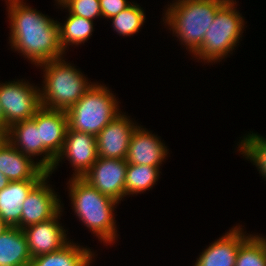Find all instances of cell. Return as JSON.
Listing matches in <instances>:
<instances>
[{
	"label": "cell",
	"instance_id": "28",
	"mask_svg": "<svg viewBox=\"0 0 266 266\" xmlns=\"http://www.w3.org/2000/svg\"><path fill=\"white\" fill-rule=\"evenodd\" d=\"M9 130V126L6 124V120L3 111L0 106V138H5Z\"/></svg>",
	"mask_w": 266,
	"mask_h": 266
},
{
	"label": "cell",
	"instance_id": "31",
	"mask_svg": "<svg viewBox=\"0 0 266 266\" xmlns=\"http://www.w3.org/2000/svg\"><path fill=\"white\" fill-rule=\"evenodd\" d=\"M57 4H60L63 0H55Z\"/></svg>",
	"mask_w": 266,
	"mask_h": 266
},
{
	"label": "cell",
	"instance_id": "21",
	"mask_svg": "<svg viewBox=\"0 0 266 266\" xmlns=\"http://www.w3.org/2000/svg\"><path fill=\"white\" fill-rule=\"evenodd\" d=\"M64 23L58 22L59 25V43L66 54L68 51L69 45H81L82 43L89 40L92 32L94 31V21L85 19L80 16L72 15L68 13ZM68 47V48H67Z\"/></svg>",
	"mask_w": 266,
	"mask_h": 266
},
{
	"label": "cell",
	"instance_id": "2",
	"mask_svg": "<svg viewBox=\"0 0 266 266\" xmlns=\"http://www.w3.org/2000/svg\"><path fill=\"white\" fill-rule=\"evenodd\" d=\"M67 184L74 215L101 243L113 245L119 235L113 213L119 202L101 194L83 178L70 177Z\"/></svg>",
	"mask_w": 266,
	"mask_h": 266
},
{
	"label": "cell",
	"instance_id": "15",
	"mask_svg": "<svg viewBox=\"0 0 266 266\" xmlns=\"http://www.w3.org/2000/svg\"><path fill=\"white\" fill-rule=\"evenodd\" d=\"M243 231V227L236 224L210 243L193 266H235L239 246L251 235Z\"/></svg>",
	"mask_w": 266,
	"mask_h": 266
},
{
	"label": "cell",
	"instance_id": "3",
	"mask_svg": "<svg viewBox=\"0 0 266 266\" xmlns=\"http://www.w3.org/2000/svg\"><path fill=\"white\" fill-rule=\"evenodd\" d=\"M227 0H173L165 8L163 22L173 36L193 54L203 43L217 10Z\"/></svg>",
	"mask_w": 266,
	"mask_h": 266
},
{
	"label": "cell",
	"instance_id": "29",
	"mask_svg": "<svg viewBox=\"0 0 266 266\" xmlns=\"http://www.w3.org/2000/svg\"><path fill=\"white\" fill-rule=\"evenodd\" d=\"M9 182L8 178L0 172V190L4 189Z\"/></svg>",
	"mask_w": 266,
	"mask_h": 266
},
{
	"label": "cell",
	"instance_id": "7",
	"mask_svg": "<svg viewBox=\"0 0 266 266\" xmlns=\"http://www.w3.org/2000/svg\"><path fill=\"white\" fill-rule=\"evenodd\" d=\"M24 79L0 83V106L6 124L32 119L42 107L40 88Z\"/></svg>",
	"mask_w": 266,
	"mask_h": 266
},
{
	"label": "cell",
	"instance_id": "18",
	"mask_svg": "<svg viewBox=\"0 0 266 266\" xmlns=\"http://www.w3.org/2000/svg\"><path fill=\"white\" fill-rule=\"evenodd\" d=\"M41 180L9 182L0 190V219L8 227L21 229V213L24 200Z\"/></svg>",
	"mask_w": 266,
	"mask_h": 266
},
{
	"label": "cell",
	"instance_id": "30",
	"mask_svg": "<svg viewBox=\"0 0 266 266\" xmlns=\"http://www.w3.org/2000/svg\"><path fill=\"white\" fill-rule=\"evenodd\" d=\"M7 228L8 226L0 219V234Z\"/></svg>",
	"mask_w": 266,
	"mask_h": 266
},
{
	"label": "cell",
	"instance_id": "4",
	"mask_svg": "<svg viewBox=\"0 0 266 266\" xmlns=\"http://www.w3.org/2000/svg\"><path fill=\"white\" fill-rule=\"evenodd\" d=\"M64 58L38 65L44 72L40 86L41 105L44 108L67 111L93 84L80 69Z\"/></svg>",
	"mask_w": 266,
	"mask_h": 266
},
{
	"label": "cell",
	"instance_id": "14",
	"mask_svg": "<svg viewBox=\"0 0 266 266\" xmlns=\"http://www.w3.org/2000/svg\"><path fill=\"white\" fill-rule=\"evenodd\" d=\"M16 149L22 154L35 158L41 156L38 163L49 172L56 158L40 143L39 129L33 119L14 123L9 127L5 136Z\"/></svg>",
	"mask_w": 266,
	"mask_h": 266
},
{
	"label": "cell",
	"instance_id": "27",
	"mask_svg": "<svg viewBox=\"0 0 266 266\" xmlns=\"http://www.w3.org/2000/svg\"><path fill=\"white\" fill-rule=\"evenodd\" d=\"M102 18L110 19L118 15L127 8L132 2L128 0H99Z\"/></svg>",
	"mask_w": 266,
	"mask_h": 266
},
{
	"label": "cell",
	"instance_id": "24",
	"mask_svg": "<svg viewBox=\"0 0 266 266\" xmlns=\"http://www.w3.org/2000/svg\"><path fill=\"white\" fill-rule=\"evenodd\" d=\"M109 20L112 22L114 32L116 31L117 34L125 37L141 31L140 29L145 23L146 15L139 4L132 2L127 8Z\"/></svg>",
	"mask_w": 266,
	"mask_h": 266
},
{
	"label": "cell",
	"instance_id": "10",
	"mask_svg": "<svg viewBox=\"0 0 266 266\" xmlns=\"http://www.w3.org/2000/svg\"><path fill=\"white\" fill-rule=\"evenodd\" d=\"M48 173L28 194L23 202L21 229L55 217L64 207L60 196L48 181ZM49 183V184H48Z\"/></svg>",
	"mask_w": 266,
	"mask_h": 266
},
{
	"label": "cell",
	"instance_id": "17",
	"mask_svg": "<svg viewBox=\"0 0 266 266\" xmlns=\"http://www.w3.org/2000/svg\"><path fill=\"white\" fill-rule=\"evenodd\" d=\"M32 119L39 129L40 143L56 158L63 149L68 129L66 111L41 107Z\"/></svg>",
	"mask_w": 266,
	"mask_h": 266
},
{
	"label": "cell",
	"instance_id": "20",
	"mask_svg": "<svg viewBox=\"0 0 266 266\" xmlns=\"http://www.w3.org/2000/svg\"><path fill=\"white\" fill-rule=\"evenodd\" d=\"M31 260L22 229L8 227L0 234V266H30Z\"/></svg>",
	"mask_w": 266,
	"mask_h": 266
},
{
	"label": "cell",
	"instance_id": "13",
	"mask_svg": "<svg viewBox=\"0 0 266 266\" xmlns=\"http://www.w3.org/2000/svg\"><path fill=\"white\" fill-rule=\"evenodd\" d=\"M0 172L10 182L42 180L48 174L37 159L22 154L5 138H0Z\"/></svg>",
	"mask_w": 266,
	"mask_h": 266
},
{
	"label": "cell",
	"instance_id": "9",
	"mask_svg": "<svg viewBox=\"0 0 266 266\" xmlns=\"http://www.w3.org/2000/svg\"><path fill=\"white\" fill-rule=\"evenodd\" d=\"M127 164L125 159L98 157L82 178L101 194L120 203L125 197Z\"/></svg>",
	"mask_w": 266,
	"mask_h": 266
},
{
	"label": "cell",
	"instance_id": "6",
	"mask_svg": "<svg viewBox=\"0 0 266 266\" xmlns=\"http://www.w3.org/2000/svg\"><path fill=\"white\" fill-rule=\"evenodd\" d=\"M119 101L104 84L93 83L86 93L66 111L68 128L97 136L121 113Z\"/></svg>",
	"mask_w": 266,
	"mask_h": 266
},
{
	"label": "cell",
	"instance_id": "22",
	"mask_svg": "<svg viewBox=\"0 0 266 266\" xmlns=\"http://www.w3.org/2000/svg\"><path fill=\"white\" fill-rule=\"evenodd\" d=\"M160 168L150 165L127 164L125 197L141 194L153 188L160 178Z\"/></svg>",
	"mask_w": 266,
	"mask_h": 266
},
{
	"label": "cell",
	"instance_id": "5",
	"mask_svg": "<svg viewBox=\"0 0 266 266\" xmlns=\"http://www.w3.org/2000/svg\"><path fill=\"white\" fill-rule=\"evenodd\" d=\"M236 0H227L216 12L211 26L205 33L203 43L192 54L197 61L221 62L239 45L245 25L244 17L237 10ZM236 5V6H235Z\"/></svg>",
	"mask_w": 266,
	"mask_h": 266
},
{
	"label": "cell",
	"instance_id": "16",
	"mask_svg": "<svg viewBox=\"0 0 266 266\" xmlns=\"http://www.w3.org/2000/svg\"><path fill=\"white\" fill-rule=\"evenodd\" d=\"M160 139L143 126H138L132 134L125 160L131 164L160 168L169 153Z\"/></svg>",
	"mask_w": 266,
	"mask_h": 266
},
{
	"label": "cell",
	"instance_id": "23",
	"mask_svg": "<svg viewBox=\"0 0 266 266\" xmlns=\"http://www.w3.org/2000/svg\"><path fill=\"white\" fill-rule=\"evenodd\" d=\"M252 133V134H251ZM244 135L237 144V149L248 161L256 166L266 180V138L258 133Z\"/></svg>",
	"mask_w": 266,
	"mask_h": 266
},
{
	"label": "cell",
	"instance_id": "25",
	"mask_svg": "<svg viewBox=\"0 0 266 266\" xmlns=\"http://www.w3.org/2000/svg\"><path fill=\"white\" fill-rule=\"evenodd\" d=\"M235 266H266V243L260 234H251L239 246Z\"/></svg>",
	"mask_w": 266,
	"mask_h": 266
},
{
	"label": "cell",
	"instance_id": "19",
	"mask_svg": "<svg viewBox=\"0 0 266 266\" xmlns=\"http://www.w3.org/2000/svg\"><path fill=\"white\" fill-rule=\"evenodd\" d=\"M94 253L70 239L60 250L32 258L30 266H91Z\"/></svg>",
	"mask_w": 266,
	"mask_h": 266
},
{
	"label": "cell",
	"instance_id": "8",
	"mask_svg": "<svg viewBox=\"0 0 266 266\" xmlns=\"http://www.w3.org/2000/svg\"><path fill=\"white\" fill-rule=\"evenodd\" d=\"M65 158L74 168L73 178H82L98 158L96 136L68 128L63 149L48 173L52 175Z\"/></svg>",
	"mask_w": 266,
	"mask_h": 266
},
{
	"label": "cell",
	"instance_id": "11",
	"mask_svg": "<svg viewBox=\"0 0 266 266\" xmlns=\"http://www.w3.org/2000/svg\"><path fill=\"white\" fill-rule=\"evenodd\" d=\"M123 113L117 115L96 136L98 157L126 159L132 134L139 125Z\"/></svg>",
	"mask_w": 266,
	"mask_h": 266
},
{
	"label": "cell",
	"instance_id": "26",
	"mask_svg": "<svg viewBox=\"0 0 266 266\" xmlns=\"http://www.w3.org/2000/svg\"><path fill=\"white\" fill-rule=\"evenodd\" d=\"M57 5L58 8L67 9L70 14L85 19L94 21L95 18H102L99 0H63Z\"/></svg>",
	"mask_w": 266,
	"mask_h": 266
},
{
	"label": "cell",
	"instance_id": "32",
	"mask_svg": "<svg viewBox=\"0 0 266 266\" xmlns=\"http://www.w3.org/2000/svg\"><path fill=\"white\" fill-rule=\"evenodd\" d=\"M262 238H263V240L265 241V243H266V237H264L263 235L261 236Z\"/></svg>",
	"mask_w": 266,
	"mask_h": 266
},
{
	"label": "cell",
	"instance_id": "12",
	"mask_svg": "<svg viewBox=\"0 0 266 266\" xmlns=\"http://www.w3.org/2000/svg\"><path fill=\"white\" fill-rule=\"evenodd\" d=\"M62 209L55 217L36 224L29 225L22 229L28 244L31 258L60 250L70 240L61 219Z\"/></svg>",
	"mask_w": 266,
	"mask_h": 266
},
{
	"label": "cell",
	"instance_id": "1",
	"mask_svg": "<svg viewBox=\"0 0 266 266\" xmlns=\"http://www.w3.org/2000/svg\"><path fill=\"white\" fill-rule=\"evenodd\" d=\"M24 0L6 1L11 49L38 65L63 58L58 21L32 8Z\"/></svg>",
	"mask_w": 266,
	"mask_h": 266
}]
</instances>
